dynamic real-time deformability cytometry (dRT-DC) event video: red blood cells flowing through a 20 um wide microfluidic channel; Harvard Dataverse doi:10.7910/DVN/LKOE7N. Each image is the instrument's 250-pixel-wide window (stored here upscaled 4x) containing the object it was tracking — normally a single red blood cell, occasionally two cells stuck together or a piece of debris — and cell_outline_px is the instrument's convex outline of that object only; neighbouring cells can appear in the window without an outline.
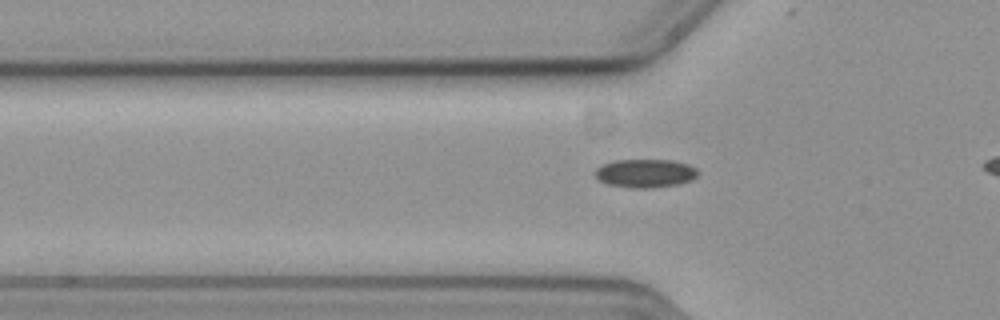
{"species": "common noctule bat (a hibernating species)", "species_latin": "Nyctalus noctula", "temperature_condition": "cold", "stored_images_in_passage": 31, "camera_frame_rate_fps": 3000, "um_per_image_px": 0.085, "animal": {"sex": "female", "body_mass_g": 19.3, "forearm_length_mm": 54.1}, "frame": {"image": 1, "passage_image": 3, "time_ms": 0.667, "image_size_px": [1000, 320], "cell_outline_px": [[696, 176], [692, 180], [676, 184], [648, 188], [632, 188], [608, 184], [600, 180], [596, 176], [596, 168], [604, 164], [616, 160], [672, 160], [688, 164], [696, 168]], "centroid_in_image_um": [54.85, 14.72], "position_along_channel_um": 71.0, "area_um2": 16.76}}
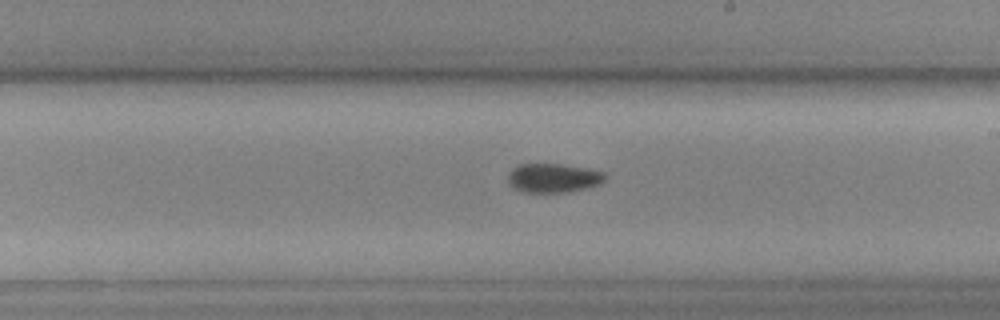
{"frame": {"image": 2, "passage_image": 17, "time_ms": 5.333, "image_size_px": [1000, 320], "cell_outline_px": [[608, 176], [600, 184], [588, 188], [568, 192], [528, 192], [516, 188], [508, 184], [508, 176], [520, 164], [560, 164], [588, 168], [604, 172]], "centroid_in_image_um": [47.11, 15.13], "position_along_channel_um": 241.9, "area_um2": 16.3}}
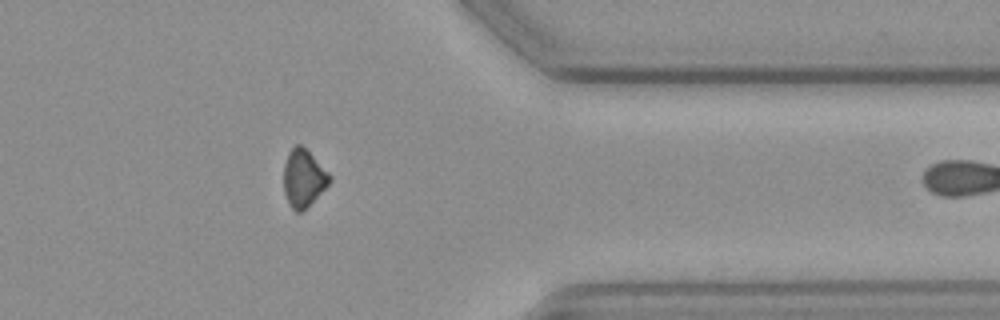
{"frame": {"image": 3, "passage_image": 30, "time_ms": 9.667, "image_size_px": [1000, 320], "cell_outline_px": [[332, 180], [300, 212], [296, 212], [288, 204], [284, 192], [284, 164], [288, 152], [296, 144], [300, 144], [332, 176]], "centroid_in_image_um": [25.77, 15.13], "position_along_channel_um": 385.6, "area_um2": 14.91}}